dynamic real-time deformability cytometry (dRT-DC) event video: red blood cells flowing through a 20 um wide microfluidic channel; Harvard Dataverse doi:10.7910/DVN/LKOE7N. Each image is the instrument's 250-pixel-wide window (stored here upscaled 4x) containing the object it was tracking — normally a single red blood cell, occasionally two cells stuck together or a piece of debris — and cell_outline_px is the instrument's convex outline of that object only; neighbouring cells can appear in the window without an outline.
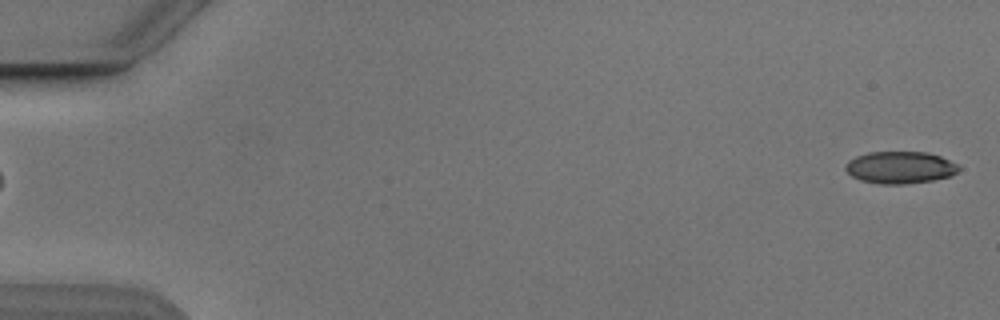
{"species": "Egyptian fruit bat (a non-hibernating species)", "species_latin": "Rousettus aegyptiacus", "temperature_condition": "cold", "stored_images_in_passage": 6, "segment_of_instrument_passage": [2, 2], "camera_frame_rate_fps": 3000, "um_per_image_px": 0.085, "animal": {"sex": "male"}, "frame": {"image": 1, "passage_image": 6, "time_ms": 6.0, "image_size_px": [1000, 320], "cell_outline_px": [[960, 168], [952, 176], [932, 180], [904, 184], [880, 184], [860, 180], [852, 176], [844, 168], [848, 160], [856, 156], [868, 152], [928, 152], [940, 156], [956, 164]], "centroid_in_image_um": [76.49, 14.23], "position_along_channel_um": 8.5, "area_um2": 21.15}}